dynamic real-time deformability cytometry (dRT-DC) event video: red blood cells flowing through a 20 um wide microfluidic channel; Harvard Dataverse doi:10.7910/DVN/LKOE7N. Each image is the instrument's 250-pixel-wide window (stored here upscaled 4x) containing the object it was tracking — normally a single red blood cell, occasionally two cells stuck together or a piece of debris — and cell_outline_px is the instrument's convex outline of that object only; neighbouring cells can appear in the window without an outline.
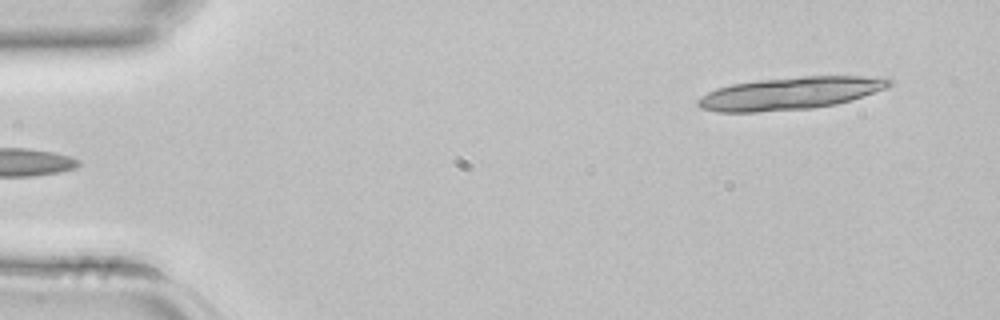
{"species": "common noctule bat (a hibernating species)", "species_latin": "Nyctalus noctula", "temperature_condition": "room temperature", "stored_images_in_passage": 12, "camera_frame_rate_fps": 3000, "um_per_image_px": 0.085, "animal": {"sex": "female", "body_mass_g": 22.7, "forearm_length_mm": 54.2}, "frame": {"image": 1, "passage_image": 1, "time_ms": 0.0, "image_size_px": [1000, 320], "cell_outline_px": [[892, 84], [888, 88], [836, 104], [812, 108], [756, 112], [716, 112], [700, 108], [696, 104], [696, 100], [700, 96], [716, 88], [732, 84], [756, 80], [804, 76], [888, 76], [892, 80]], "centroid_in_image_um": [67.17, 7.92], "position_along_channel_um": 17.8, "area_um2": 36.53}}